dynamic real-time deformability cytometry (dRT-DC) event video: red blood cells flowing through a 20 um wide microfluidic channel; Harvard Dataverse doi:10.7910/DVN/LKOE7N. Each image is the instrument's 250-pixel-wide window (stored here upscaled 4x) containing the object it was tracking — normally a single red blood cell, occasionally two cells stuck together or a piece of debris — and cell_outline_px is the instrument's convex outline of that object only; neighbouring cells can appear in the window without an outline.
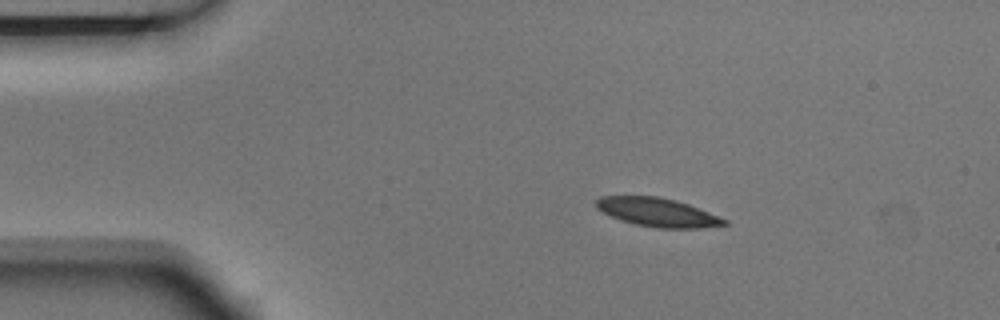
{"species": "Egyptian fruit bat (a non-hibernating species)", "species_latin": "Rousettus aegyptiacus", "temperature_condition": "room temperature", "stored_images_in_passage": 3, "camera_frame_rate_fps": 3000, "um_per_image_px": 0.085, "animal": {"sex": "male"}, "frame": {"image": 1, "passage_image": 2, "time_ms": 0.333, "image_size_px": [1000, 320], "cell_outline_px": [[728, 224], [700, 228], [656, 228], [636, 224], [620, 220], [596, 208], [596, 200], [600, 196], [660, 196], [676, 200], [688, 204], [728, 220]], "centroid_in_image_um": [55.89, 18.04], "position_along_channel_um": 29.1, "area_um2": 21.27}}